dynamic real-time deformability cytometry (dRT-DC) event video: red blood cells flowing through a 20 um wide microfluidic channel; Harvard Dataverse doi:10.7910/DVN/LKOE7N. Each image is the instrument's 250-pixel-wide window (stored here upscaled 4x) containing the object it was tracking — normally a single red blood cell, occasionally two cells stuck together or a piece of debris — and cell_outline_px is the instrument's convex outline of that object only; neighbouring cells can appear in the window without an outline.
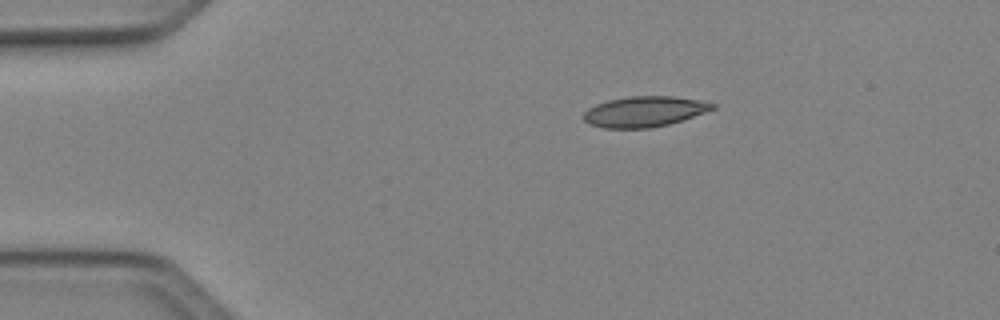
{"species": "Egyptian fruit bat (a non-hibernating species)", "species_latin": "Rousettus aegyptiacus", "temperature_condition": "cold", "stored_images_in_passage": 41, "camera_frame_rate_fps": 3000, "um_per_image_px": 0.085, "animal": {"sex": "female"}, "frame": {"image": 1, "passage_image": 1, "time_ms": 0.0, "image_size_px": [1000, 320], "cell_outline_px": [[716, 108], [668, 124], [648, 128], [604, 128], [588, 124], [584, 120], [584, 112], [588, 108], [596, 104], [608, 100], [628, 96], [672, 96], [700, 100], [716, 104]], "centroid_in_image_um": [54.73, 9.48], "position_along_channel_um": 30.3, "area_um2": 22.77}}
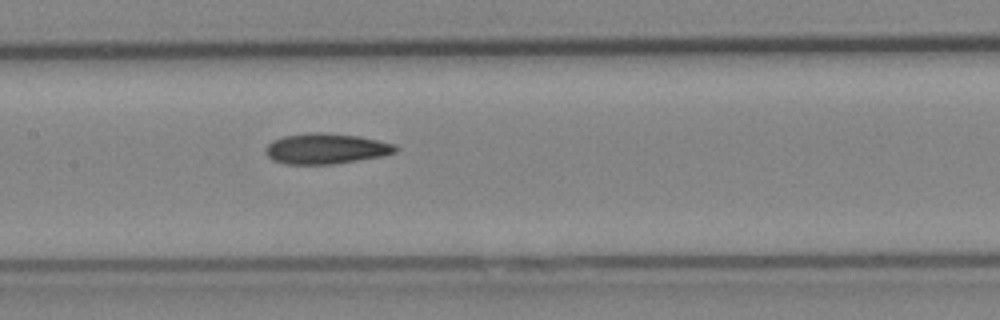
{"frame": {"image": 2, "passage_image": 16, "time_ms": 5.0, "image_size_px": [1000, 320], "cell_outline_px": [[400, 148], [396, 152], [384, 156], [332, 164], [284, 164], [272, 160], [264, 152], [264, 148], [272, 140], [284, 136], [308, 132], [320, 132], [360, 136], [396, 144]], "centroid_in_image_um": [27.71, 12.63], "position_along_channel_um": 179.7, "area_um2": 23.41}}
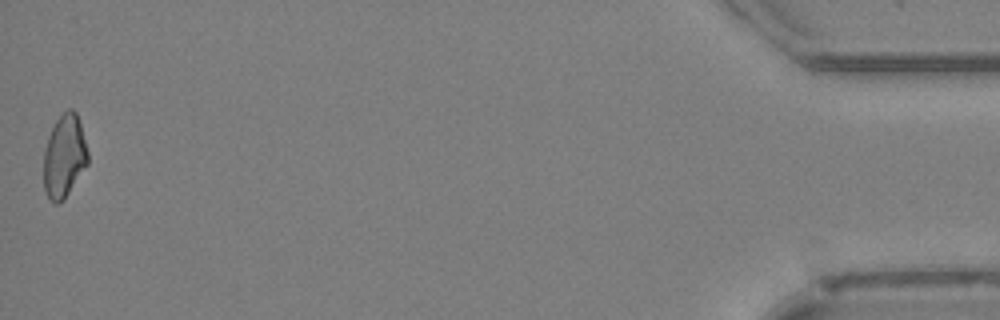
{"frame": {"image": 3, "passage_image": 41, "time_ms": 13.333, "image_size_px": [1000, 320], "cell_outline_px": [[88, 164], [64, 200], [60, 204], [52, 204], [44, 188], [44, 148], [48, 136], [56, 120], [68, 108], [72, 108], [76, 112], [80, 124], [88, 152]], "centroid_in_image_um": [5.46, 13.31], "position_along_channel_um": 429.7, "area_um2": 21.44}}